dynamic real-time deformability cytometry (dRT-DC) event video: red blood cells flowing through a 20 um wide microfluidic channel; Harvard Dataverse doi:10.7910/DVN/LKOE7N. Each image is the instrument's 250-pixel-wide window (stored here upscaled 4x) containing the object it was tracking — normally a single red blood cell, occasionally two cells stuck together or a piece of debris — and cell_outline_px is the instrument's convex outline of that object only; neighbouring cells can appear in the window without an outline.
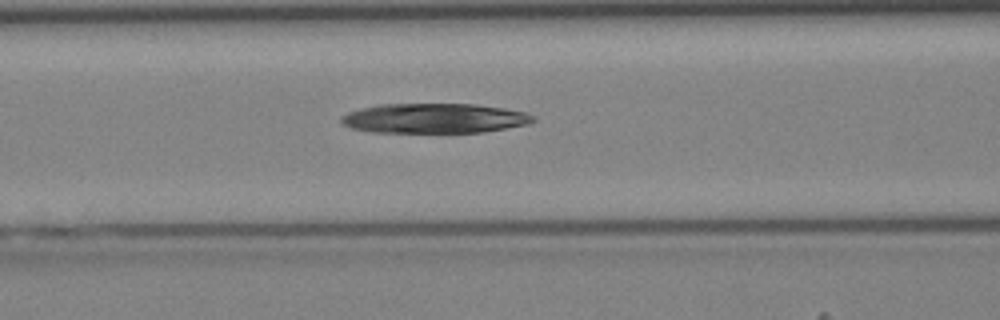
{"species": "Egyptian fruit bat (a non-hibernating species)", "species_latin": "Rousettus aegyptiacus", "temperature_condition": "cold", "stored_images_in_passage": 43, "camera_frame_rate_fps": 3000, "um_per_image_px": 0.085, "animal": {"sex": "female"}, "frame": {"image": 1, "passage_image": 18, "time_ms": 5.667, "image_size_px": [1000, 320], "cell_outline_px": [[536, 120], [528, 124], [484, 132], [372, 132], [352, 128], [344, 124], [340, 120], [340, 116], [348, 112], [360, 108], [380, 104], [476, 104], [504, 108], [524, 112], [536, 116]], "centroid_in_image_um": [36.93, 10.05], "position_along_channel_um": 129.7, "area_um2": 33.35}}
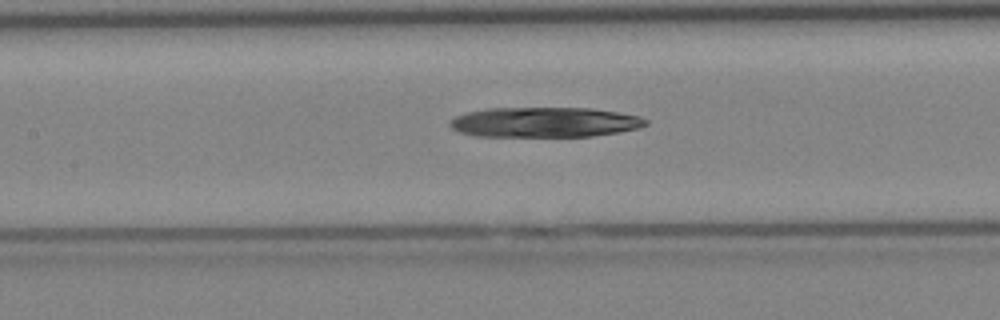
{"frame": {"image": 2, "passage_image": 20, "time_ms": 6.333, "image_size_px": [1000, 320], "cell_outline_px": [[648, 124], [640, 128], [620, 132], [592, 136], [476, 136], [456, 132], [448, 124], [456, 116], [468, 112], [484, 108], [592, 108], [640, 116], [648, 120]], "centroid_in_image_um": [46.29, 10.39], "position_along_channel_um": 161.1, "area_um2": 34.45}}